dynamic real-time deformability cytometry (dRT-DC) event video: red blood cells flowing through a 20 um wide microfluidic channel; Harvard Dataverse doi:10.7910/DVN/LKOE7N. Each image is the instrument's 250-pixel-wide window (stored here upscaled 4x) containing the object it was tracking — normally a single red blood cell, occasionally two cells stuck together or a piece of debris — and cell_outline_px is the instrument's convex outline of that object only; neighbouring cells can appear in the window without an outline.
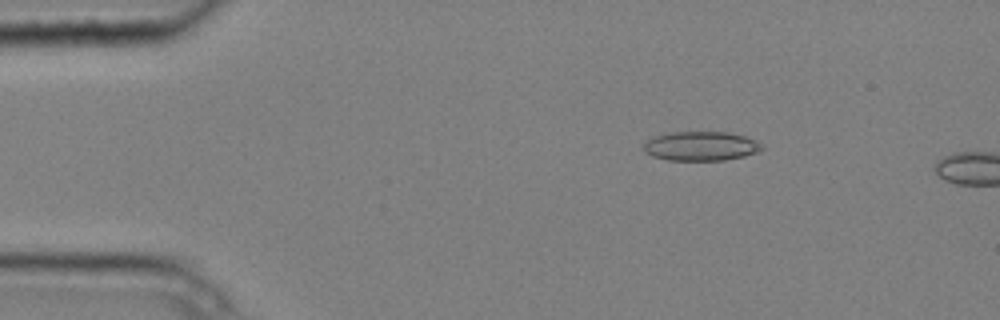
{"species": "common noctule bat (a hibernating species)", "species_latin": "Nyctalus noctula", "temperature_condition": "cold", "stored_images_in_passage": 2, "camera_frame_rate_fps": 3000, "um_per_image_px": 0.085, "animal": {"sex": "male", "body_mass_g": 20.4}, "frame": {"image": 1, "passage_image": 1, "time_ms": 0.0, "image_size_px": [1000, 320], "cell_outline_px": [[764, 148], [756, 152], [744, 156], [724, 160], [668, 160], [652, 156], [644, 152], [644, 144], [652, 136], [668, 132], [728, 132], [744, 136], [756, 140]], "centroid_in_image_um": [59.54, 12.41], "position_along_channel_um": 25.5, "area_um2": 20.17}}